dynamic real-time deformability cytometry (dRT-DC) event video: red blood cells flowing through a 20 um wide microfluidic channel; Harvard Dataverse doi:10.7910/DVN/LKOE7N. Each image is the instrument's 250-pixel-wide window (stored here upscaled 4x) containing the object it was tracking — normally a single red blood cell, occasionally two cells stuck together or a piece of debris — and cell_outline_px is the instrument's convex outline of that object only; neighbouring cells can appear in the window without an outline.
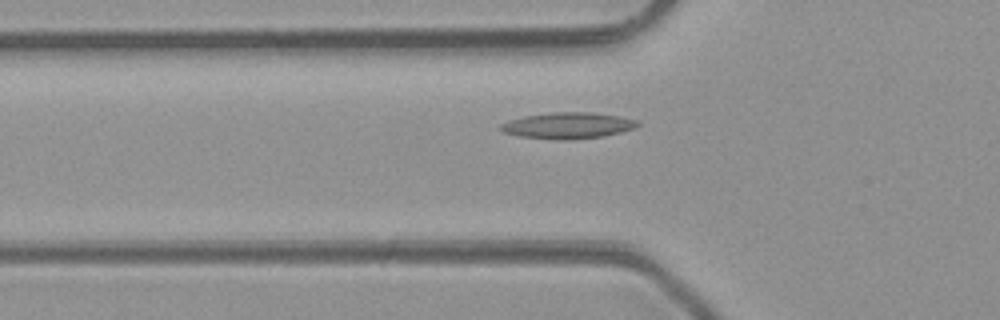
{"species": "common noctule bat (a hibernating species)", "species_latin": "Nyctalus noctula", "temperature_condition": "room temperature", "stored_images_in_passage": 36, "camera_frame_rate_fps": 3000, "um_per_image_px": 0.085, "animal": {"sex": "male", "body_mass_g": 23.1, "forearm_length_mm": 52.7}, "frame": {"image": 1, "passage_image": 5, "time_ms": 1.333, "image_size_px": [1000, 320], "cell_outline_px": [[640, 124], [632, 128], [620, 132], [604, 136], [564, 140], [520, 136], [504, 132], [500, 128], [500, 124], [508, 120], [524, 116], [552, 112], [592, 112], [620, 116], [636, 120]], "centroid_in_image_um": [48.26, 10.66], "position_along_channel_um": 77.5, "area_um2": 20.69}}
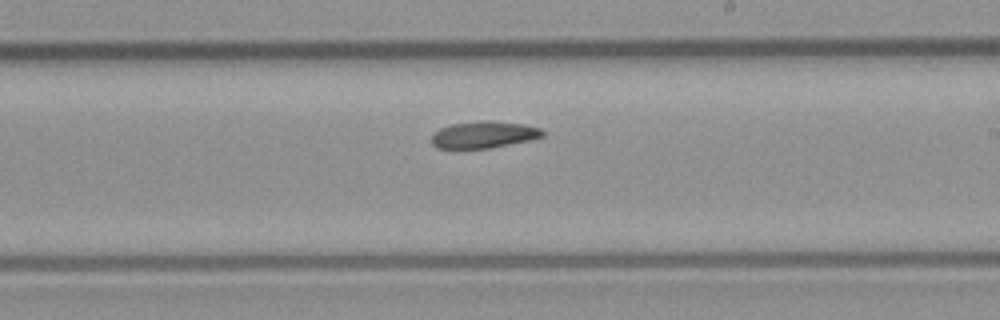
{"frame": {"image": 2, "passage_image": 17, "time_ms": 5.333, "image_size_px": [1000, 320], "cell_outline_px": [[544, 136], [528, 140], [488, 148], [436, 148], [432, 144], [432, 132], [440, 128], [452, 124], [484, 120], [492, 120], [524, 124], [540, 128], [544, 132]], "centroid_in_image_um": [41.1, 11.43], "position_along_channel_um": 247.9, "area_um2": 17.28}}
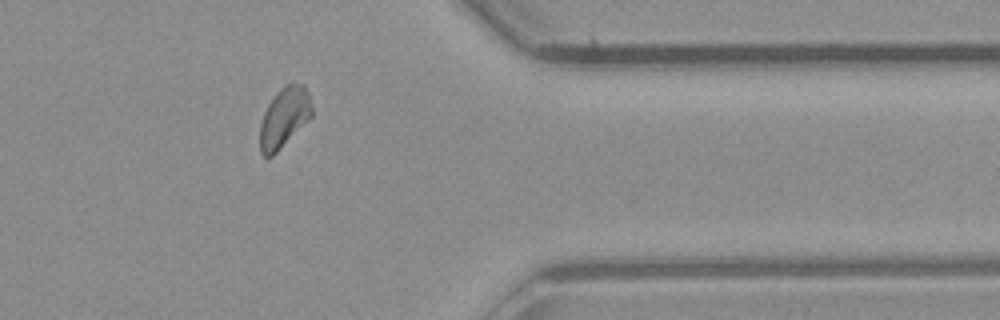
{"frame": {"image": 3, "passage_image": 28, "time_ms": 9.0, "image_size_px": [1000, 320], "cell_outline_px": [[312, 116], [272, 156], [264, 156], [260, 152], [260, 124], [264, 112], [268, 104], [276, 92], [280, 88], [288, 84], [304, 84], [308, 92], [312, 108]], "centroid_in_image_um": [24.15, 9.97], "position_along_channel_um": 387.3, "area_um2": 17.86}}